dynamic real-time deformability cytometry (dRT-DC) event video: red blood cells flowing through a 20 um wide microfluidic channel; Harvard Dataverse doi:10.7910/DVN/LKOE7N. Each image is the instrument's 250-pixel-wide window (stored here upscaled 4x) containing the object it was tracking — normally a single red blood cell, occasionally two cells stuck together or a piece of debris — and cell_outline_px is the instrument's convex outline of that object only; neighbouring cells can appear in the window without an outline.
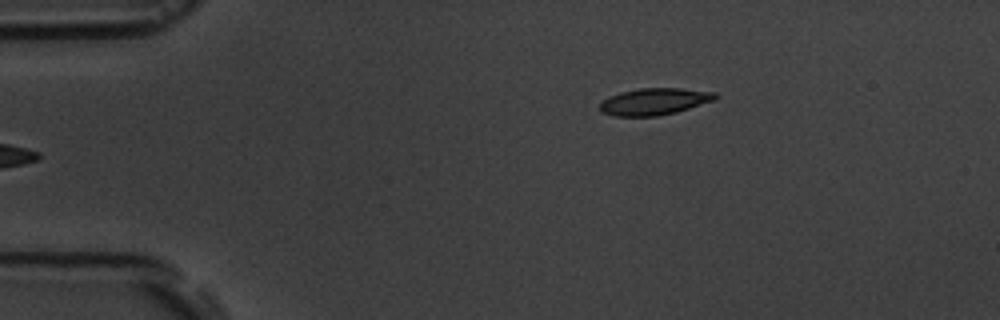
{"species": "common noctule bat (a hibernating species)", "species_latin": "Nyctalus noctula", "temperature_condition": "room temperature", "stored_images_in_passage": 5, "camera_frame_rate_fps": 3000, "um_per_image_px": 0.085, "animal": {"sex": "male", "body_mass_g": 19.5, "forearm_length_mm": 54.6}, "frame": {"image": 1, "passage_image": 5, "time_ms": 4.667, "image_size_px": [1000, 320], "cell_outline_px": [[720, 96], [716, 100], [676, 112], [656, 116], [612, 116], [600, 112], [600, 104], [608, 96], [620, 92], [640, 88], [680, 88], [716, 92]], "centroid_in_image_um": [55.64, 8.63], "position_along_channel_um": 29.4, "area_um2": 18.21}}